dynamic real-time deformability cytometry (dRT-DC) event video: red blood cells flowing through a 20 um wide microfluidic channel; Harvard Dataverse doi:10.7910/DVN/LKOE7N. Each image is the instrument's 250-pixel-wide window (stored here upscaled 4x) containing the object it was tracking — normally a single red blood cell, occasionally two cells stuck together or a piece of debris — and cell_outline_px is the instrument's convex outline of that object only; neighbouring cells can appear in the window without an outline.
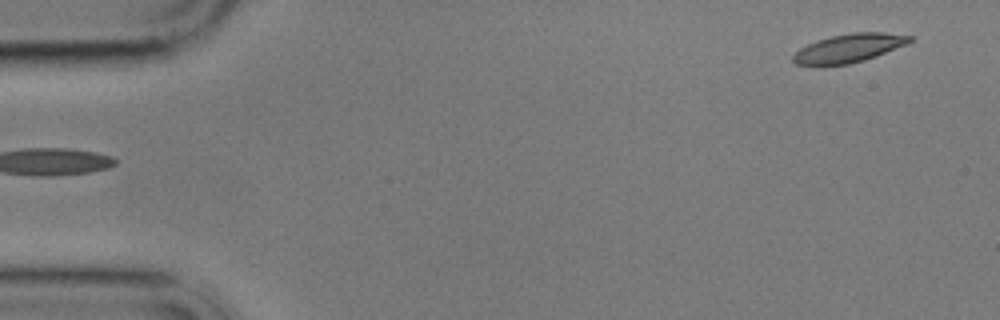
{"species": "common noctule bat (a hibernating species)", "species_latin": "Nyctalus noctula", "temperature_condition": "cold", "stored_images_in_passage": 6, "segment_of_instrument_passage": [2, 2], "camera_frame_rate_fps": 3000, "um_per_image_px": 0.085, "animal": {"sex": "male", "body_mass_g": 17.9}, "frame": {"image": 1, "passage_image": 6, "time_ms": 6.0, "image_size_px": [1000, 320], "cell_outline_px": [[916, 36], [908, 44], [876, 56], [864, 60], [848, 64], [820, 68], [816, 68], [796, 64], [792, 60], [792, 56], [800, 48], [808, 44], [832, 36], [852, 32], [880, 32]], "centroid_in_image_um": [72.13, 4.13], "position_along_channel_um": 12.9, "area_um2": 19.88}}